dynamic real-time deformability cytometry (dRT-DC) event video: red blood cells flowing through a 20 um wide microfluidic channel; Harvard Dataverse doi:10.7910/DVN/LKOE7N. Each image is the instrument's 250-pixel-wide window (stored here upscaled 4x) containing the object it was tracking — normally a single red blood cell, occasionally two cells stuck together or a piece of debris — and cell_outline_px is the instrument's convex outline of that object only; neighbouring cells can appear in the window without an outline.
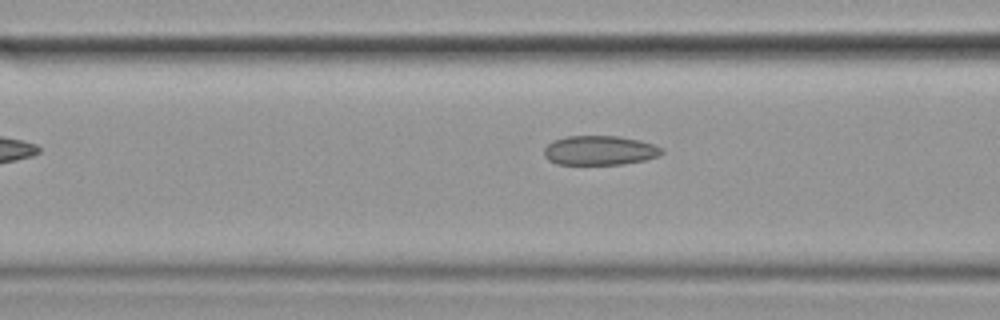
{"species": "common noctule bat (a hibernating species)", "species_latin": "Nyctalus noctula", "temperature_condition": "cold", "stored_images_in_passage": 8, "camera_frame_rate_fps": 3000, "um_per_image_px": 0.085, "animal": {"sex": "female", "body_mass_g": 19.9}, "frame": {"image": 1, "passage_image": 6, "time_ms": 1.667, "image_size_px": [1000, 320], "cell_outline_px": [[664, 152], [660, 156], [644, 160], [624, 164], [556, 164], [548, 160], [544, 156], [544, 148], [552, 140], [564, 136], [620, 136], [640, 140], [664, 148]], "centroid_in_image_um": [50.98, 12.78], "position_along_channel_um": 115.6, "area_um2": 20.4}}